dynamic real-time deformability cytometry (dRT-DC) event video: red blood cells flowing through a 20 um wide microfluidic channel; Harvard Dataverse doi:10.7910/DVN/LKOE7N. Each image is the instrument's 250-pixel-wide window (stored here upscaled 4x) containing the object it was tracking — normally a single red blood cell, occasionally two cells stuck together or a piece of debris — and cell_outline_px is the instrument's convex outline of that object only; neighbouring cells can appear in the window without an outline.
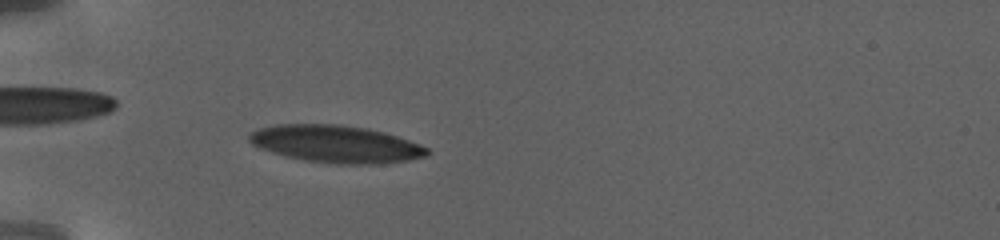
{"species": "human", "species_latin": "Homo sapiens", "temperature_condition": "warm", "stored_images_in_passage": 86, "camera_frame_rate_fps": 3000, "um_per_image_px": 0.085, "donor": {"sex": "female"}, "frame": {"image": 1, "passage_image": 31, "time_ms": 8.0, "image_size_px": [1000, 240], "cell_outline_px": [[428, 152], [424, 156], [408, 160], [380, 164], [336, 164], [304, 160], [284, 156], [260, 148], [252, 144], [248, 140], [248, 136], [252, 132], [260, 128], [276, 124], [340, 124], [364, 128], [384, 132], [408, 140], [428, 148]], "centroid_in_image_um": [28.51, 12.24], "position_along_channel_um": 56.5, "area_um2": 38.49}}
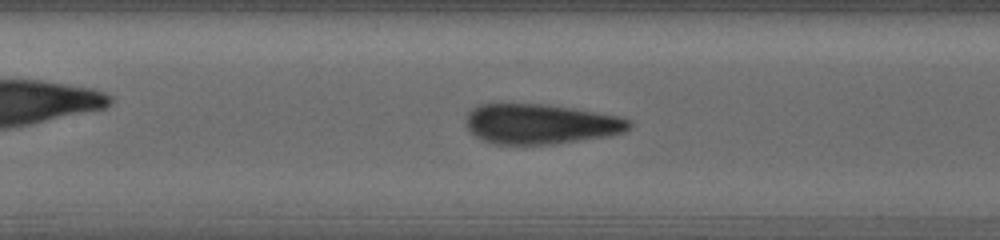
{"frame": {"image": 2, "passage_image": 49, "time_ms": 12.333, "image_size_px": [1000, 240], "cell_outline_px": [[632, 124], [624, 132], [612, 136], [556, 144], [492, 144], [480, 140], [468, 128], [468, 112], [472, 108], [480, 104], [548, 104], [572, 108], [616, 116], [632, 120]], "centroid_in_image_um": [45.98, 10.55], "position_along_channel_um": 161.4, "area_um2": 38.15}}
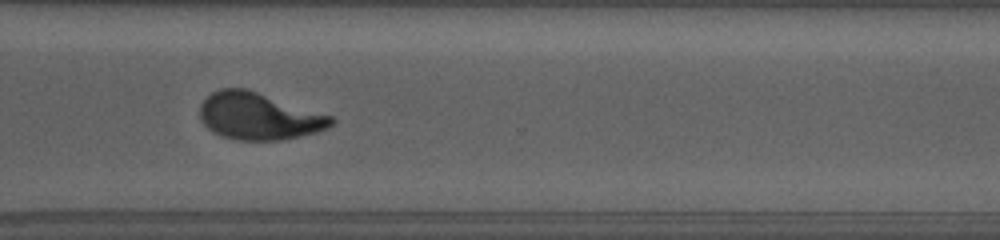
{"frame": {"image": 3, "passage_image": 75, "time_ms": 19.0, "image_size_px": [1000, 240], "cell_outline_px": [[336, 120], [328, 128], [316, 132], [300, 136], [280, 140], [236, 140], [212, 132], [200, 120], [200, 104], [212, 92], [220, 88], [248, 88], [332, 116]], "centroid_in_image_um": [21.99, 9.87], "position_along_channel_um": 348.6, "area_um2": 36.07}, "authors_computed_cell_mechanics": {"area_um2": 36.6452, "velocity_mm_per_s": 2.8164, "shape_relaxation_time_tau1_ms": 7.9061, "shape_relaxation_time_tau2_ms": null, "deformation_change_tau1": 0.2368, "deformation_change_tau2": null}}